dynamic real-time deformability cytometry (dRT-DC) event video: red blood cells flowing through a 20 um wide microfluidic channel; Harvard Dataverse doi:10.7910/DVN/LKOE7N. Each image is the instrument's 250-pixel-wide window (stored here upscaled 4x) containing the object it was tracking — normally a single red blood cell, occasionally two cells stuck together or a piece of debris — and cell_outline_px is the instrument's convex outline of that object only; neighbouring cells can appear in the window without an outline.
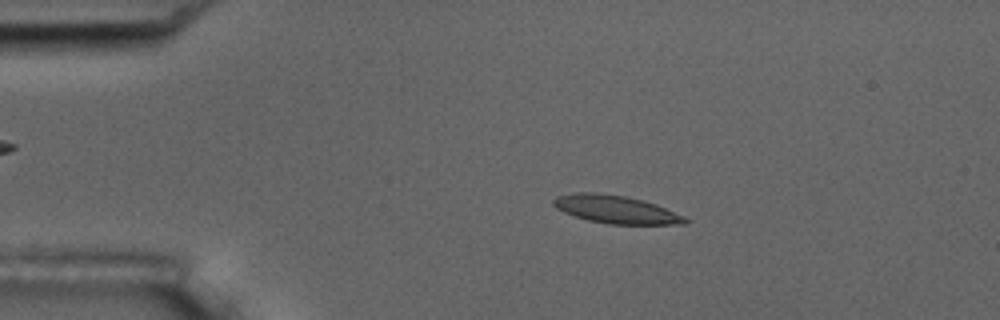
{"species": "common noctule bat (a hibernating species)", "species_latin": "Nyctalus noctula", "temperature_condition": "room temperature", "stored_images_in_passage": 55, "camera_frame_rate_fps": 3000, "um_per_image_px": 0.085, "animal": {"sex": "male", "body_mass_g": 17.5, "forearm_length_mm": 52.3}, "frame": {"image": 1, "passage_image": 10, "time_ms": 3.0, "image_size_px": [1000, 320], "cell_outline_px": [[692, 220], [688, 224], [608, 224], [588, 220], [564, 212], [556, 208], [552, 204], [552, 200], [556, 196], [572, 192], [596, 192], [624, 196], [644, 200], [656, 204], [684, 216]], "centroid_in_image_um": [52.36, 17.79], "position_along_channel_um": 32.6, "area_um2": 21.62}}
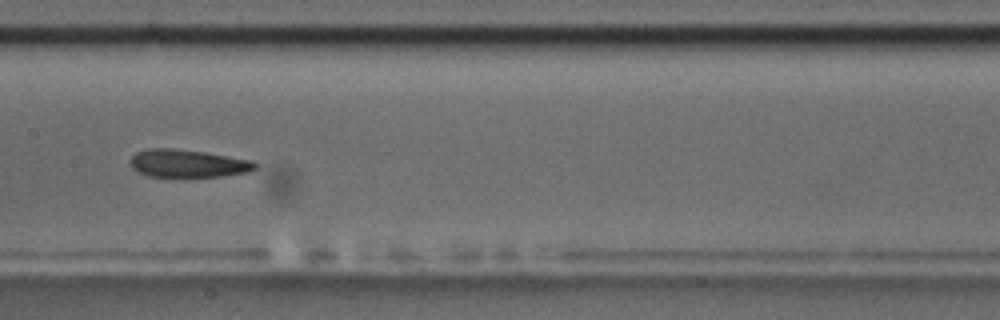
{"frame": {"image": 2, "passage_image": 27, "time_ms": 8.667, "image_size_px": [1000, 320], "cell_outline_px": [[256, 168], [248, 172], [220, 176], [148, 176], [136, 172], [132, 168], [128, 160], [136, 152], [152, 148], [172, 148], [204, 152], [252, 160], [256, 164]], "centroid_in_image_um": [15.91, 13.88], "position_along_channel_um": 191.5, "area_um2": 20.11}}
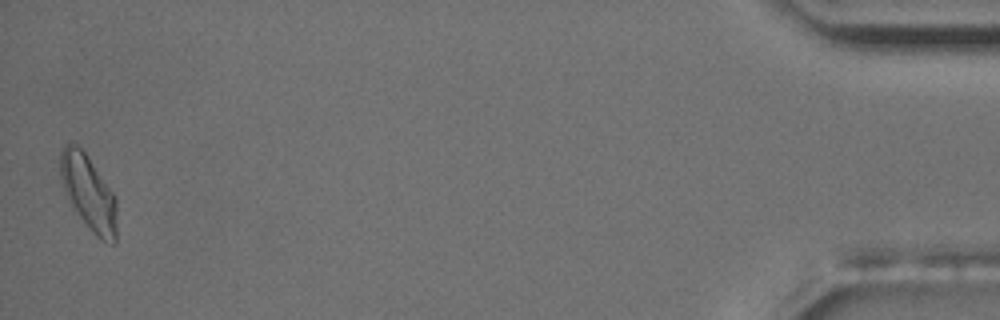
{"frame": {"image": 3, "passage_image": 54, "time_ms": 17.667, "image_size_px": [1000, 320], "cell_outline_px": [[116, 244], [112, 244], [100, 240], [92, 232], [80, 216], [72, 204], [64, 188], [60, 176], [60, 152], [64, 144], [68, 140], [72, 140], [84, 152], [116, 196]], "centroid_in_image_um": [7.53, 16.35], "position_along_channel_um": 427.7, "area_um2": 24.51}, "authors_computed_cell_mechanics": {"area_um2": 21.0392, "velocity_mm_per_s": 3.6262, "shape_relaxation_time_tau1_ms": 5.1876, "shape_relaxation_time_tau2_ms": 1.3734, "deformation_change_tau1": 0.1577, "deformation_change_tau2": 0.09}}